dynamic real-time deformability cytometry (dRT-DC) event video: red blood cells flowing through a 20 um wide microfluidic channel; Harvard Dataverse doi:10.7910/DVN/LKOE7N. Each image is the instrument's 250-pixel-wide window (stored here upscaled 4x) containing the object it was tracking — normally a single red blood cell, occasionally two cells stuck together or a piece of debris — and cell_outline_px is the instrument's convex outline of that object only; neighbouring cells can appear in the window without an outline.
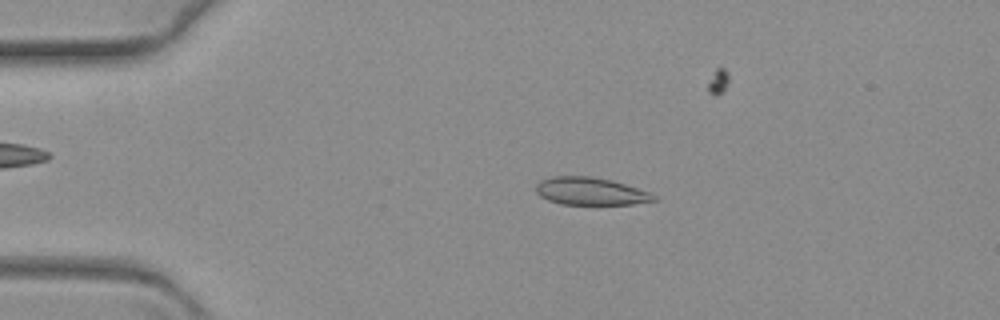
{"species": "common noctule bat (a hibernating species)", "species_latin": "Nyctalus noctula", "temperature_condition": "warm", "stored_images_in_passage": 54, "camera_frame_rate_fps": 3000, "um_per_image_px": 0.085, "animal": {"sex": "female", "body_mass_g": 19.3, "forearm_length_mm": 54.1}, "frame": {"image": 1, "passage_image": 13, "time_ms": 4.0, "image_size_px": [1000, 320], "cell_outline_px": [[660, 200], [632, 204], [560, 204], [548, 200], [540, 196], [536, 192], [536, 184], [540, 180], [552, 176], [592, 176], [612, 180], [648, 192], [656, 196]], "centroid_in_image_um": [50.17, 16.25], "position_along_channel_um": 34.8, "area_um2": 18.96}}
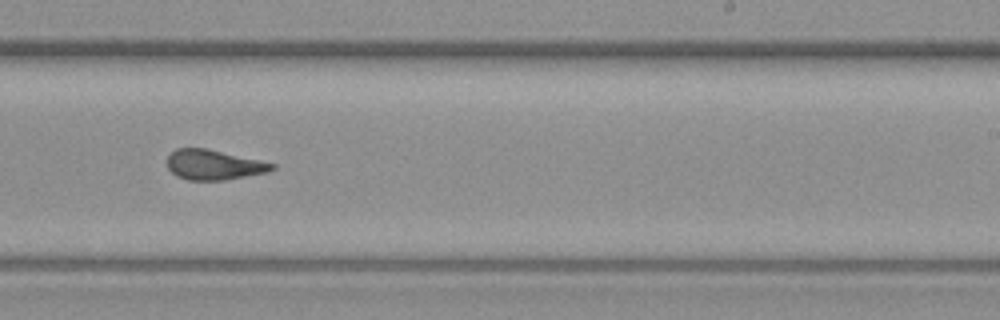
{"frame": {"image": 2, "passage_image": 39, "time_ms": 12.667, "image_size_px": [1000, 320], "cell_outline_px": [[276, 168], [268, 172], [224, 180], [188, 180], [176, 176], [168, 168], [168, 156], [176, 148], [208, 148], [276, 164]], "centroid_in_image_um": [18.18, 14.0], "position_along_channel_um": 270.8, "area_um2": 18.32}}
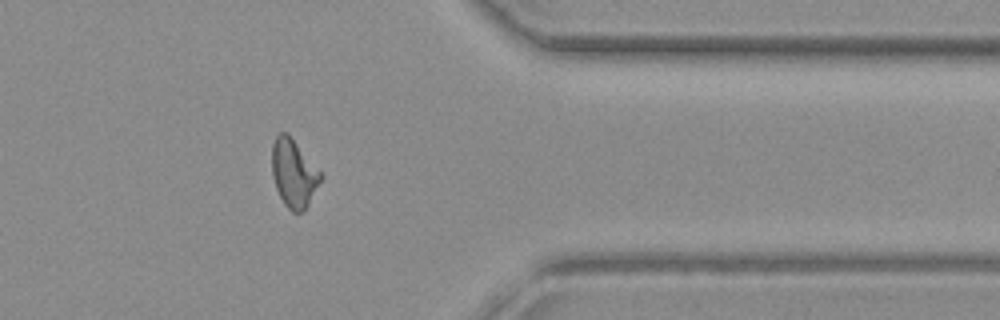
{"frame": {"image": 3, "passage_image": 51, "time_ms": 16.667, "image_size_px": [1000, 320], "cell_outline_px": [[324, 176], [304, 212], [292, 212], [284, 204], [276, 188], [272, 176], [272, 144], [276, 136], [280, 132], [288, 132]], "centroid_in_image_um": [24.97, 14.72], "position_along_channel_um": 386.4, "area_um2": 19.42}}